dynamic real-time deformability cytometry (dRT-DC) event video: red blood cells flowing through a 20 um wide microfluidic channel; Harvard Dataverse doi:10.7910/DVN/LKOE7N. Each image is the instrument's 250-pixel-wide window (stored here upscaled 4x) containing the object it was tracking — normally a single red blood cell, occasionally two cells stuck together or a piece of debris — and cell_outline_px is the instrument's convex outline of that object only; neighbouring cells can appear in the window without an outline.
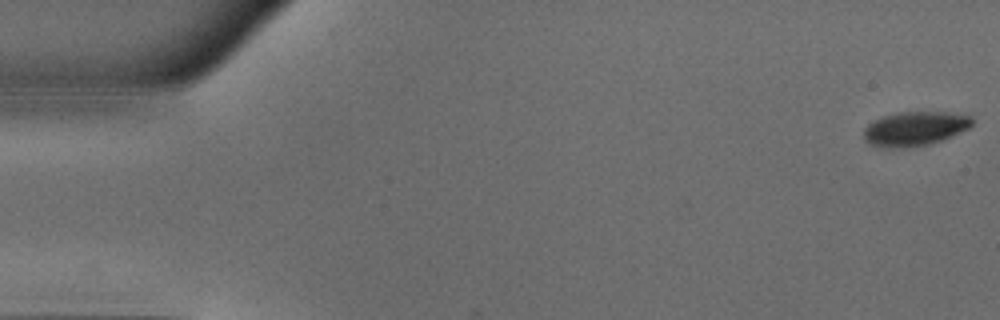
{"species": "common noctule bat (a hibernating species)", "species_latin": "Nyctalus noctula", "temperature_condition": "warm", "stored_images_in_passage": 51, "camera_frame_rate_fps": 3000, "um_per_image_px": 0.085, "animal": {"sex": "male", "body_mass_g": 18.8}, "frame": {"image": 1, "passage_image": 1, "time_ms": 0.0, "image_size_px": [1000, 320], "cell_outline_px": [[972, 124], [968, 128], [960, 132], [940, 140], [928, 144], [884, 148], [868, 144], [864, 140], [864, 128], [868, 124], [884, 116], [900, 112], [948, 112], [972, 116]], "centroid_in_image_um": [77.74, 10.92], "position_along_channel_um": 7.3, "area_um2": 21.21}}
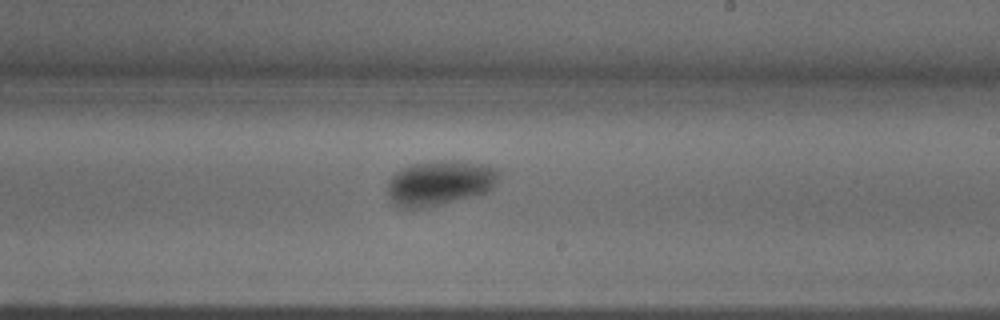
{"frame": {"image": 2, "passage_image": 30, "time_ms": 9.667, "image_size_px": [1000, 320], "cell_outline_px": [[500, 176], [496, 184], [488, 192], [424, 208], [396, 208], [392, 204], [388, 196], [388, 180], [400, 168], [412, 164], [432, 160], [460, 160], [484, 164], [496, 168], [500, 172]], "centroid_in_image_um": [37.37, 15.53], "position_along_channel_um": 251.6, "area_um2": 29.71}}
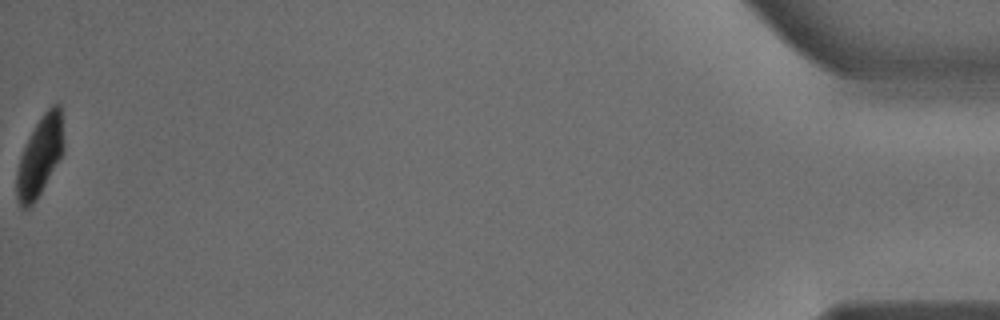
{"frame": {"image": 3, "passage_image": 51, "time_ms": 16.667, "image_size_px": [1000, 320], "cell_outline_px": [[64, 152], [36, 200], [28, 208], [20, 208], [16, 200], [16, 172], [20, 156], [36, 124], [44, 112], [52, 104], [60, 104], [64, 140]], "centroid_in_image_um": [3.39, 13.31], "position_along_channel_um": 431.8, "area_um2": 21.79}, "authors_computed_cell_mechanics": {"area_um2": 26.4146, "velocity_mm_per_s": 3.9928, "shape_relaxation_time_tau1_ms": 2.4738, "shape_relaxation_time_tau2_ms": null, "deformation_change_tau1": 0.1003, "deformation_change_tau2": null}}